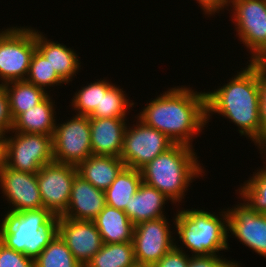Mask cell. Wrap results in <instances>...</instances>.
Instances as JSON below:
<instances>
[{"mask_svg":"<svg viewBox=\"0 0 266 267\" xmlns=\"http://www.w3.org/2000/svg\"><path fill=\"white\" fill-rule=\"evenodd\" d=\"M140 111L136 114L140 121L162 132L175 144L194 147L193 139L208 127L205 92H198L190 85L168 88L151 98Z\"/></svg>","mask_w":266,"mask_h":267,"instance_id":"cell-1","label":"cell"},{"mask_svg":"<svg viewBox=\"0 0 266 267\" xmlns=\"http://www.w3.org/2000/svg\"><path fill=\"white\" fill-rule=\"evenodd\" d=\"M240 69L223 86L205 92L206 120L210 122L214 113L229 120L260 151L258 62H247Z\"/></svg>","mask_w":266,"mask_h":267,"instance_id":"cell-2","label":"cell"},{"mask_svg":"<svg viewBox=\"0 0 266 267\" xmlns=\"http://www.w3.org/2000/svg\"><path fill=\"white\" fill-rule=\"evenodd\" d=\"M198 159L194 147L174 144L140 169L142 182L156 188L174 207L180 208L191 183L205 176V167Z\"/></svg>","mask_w":266,"mask_h":267,"instance_id":"cell-3","label":"cell"},{"mask_svg":"<svg viewBox=\"0 0 266 267\" xmlns=\"http://www.w3.org/2000/svg\"><path fill=\"white\" fill-rule=\"evenodd\" d=\"M216 214L198 207L197 209L177 208L171 225H174L175 235L179 236V238L175 237V247L184 252H190L188 253L190 256L222 255L220 251L227 252L225 250L230 249L227 207ZM177 238L181 246L178 245ZM184 247L187 250H183Z\"/></svg>","mask_w":266,"mask_h":267,"instance_id":"cell-4","label":"cell"},{"mask_svg":"<svg viewBox=\"0 0 266 267\" xmlns=\"http://www.w3.org/2000/svg\"><path fill=\"white\" fill-rule=\"evenodd\" d=\"M1 216L0 242L32 259L58 234V216L45 208Z\"/></svg>","mask_w":266,"mask_h":267,"instance_id":"cell-5","label":"cell"},{"mask_svg":"<svg viewBox=\"0 0 266 267\" xmlns=\"http://www.w3.org/2000/svg\"><path fill=\"white\" fill-rule=\"evenodd\" d=\"M36 50V28L13 26L0 29V85L25 80Z\"/></svg>","mask_w":266,"mask_h":267,"instance_id":"cell-6","label":"cell"},{"mask_svg":"<svg viewBox=\"0 0 266 267\" xmlns=\"http://www.w3.org/2000/svg\"><path fill=\"white\" fill-rule=\"evenodd\" d=\"M231 22L249 53L248 62L266 60V0H230Z\"/></svg>","mask_w":266,"mask_h":267,"instance_id":"cell-7","label":"cell"},{"mask_svg":"<svg viewBox=\"0 0 266 267\" xmlns=\"http://www.w3.org/2000/svg\"><path fill=\"white\" fill-rule=\"evenodd\" d=\"M5 139L6 166L13 170L37 173L42 166L54 161L51 135L10 131Z\"/></svg>","mask_w":266,"mask_h":267,"instance_id":"cell-8","label":"cell"},{"mask_svg":"<svg viewBox=\"0 0 266 267\" xmlns=\"http://www.w3.org/2000/svg\"><path fill=\"white\" fill-rule=\"evenodd\" d=\"M133 123H128L124 134L120 158L126 167L140 170L159 154L166 152L175 143L165 134L145 125L136 116Z\"/></svg>","mask_w":266,"mask_h":267,"instance_id":"cell-9","label":"cell"},{"mask_svg":"<svg viewBox=\"0 0 266 267\" xmlns=\"http://www.w3.org/2000/svg\"><path fill=\"white\" fill-rule=\"evenodd\" d=\"M55 124L54 161L77 166L92 155L89 116L74 115Z\"/></svg>","mask_w":266,"mask_h":267,"instance_id":"cell-10","label":"cell"},{"mask_svg":"<svg viewBox=\"0 0 266 267\" xmlns=\"http://www.w3.org/2000/svg\"><path fill=\"white\" fill-rule=\"evenodd\" d=\"M169 224L165 216L134 226L132 243L138 267H152L175 246L174 227Z\"/></svg>","mask_w":266,"mask_h":267,"instance_id":"cell-11","label":"cell"},{"mask_svg":"<svg viewBox=\"0 0 266 267\" xmlns=\"http://www.w3.org/2000/svg\"><path fill=\"white\" fill-rule=\"evenodd\" d=\"M78 174L75 165L51 162L37 172V183L43 207L54 216H61L67 209L72 183Z\"/></svg>","mask_w":266,"mask_h":267,"instance_id":"cell-12","label":"cell"},{"mask_svg":"<svg viewBox=\"0 0 266 267\" xmlns=\"http://www.w3.org/2000/svg\"><path fill=\"white\" fill-rule=\"evenodd\" d=\"M240 201L227 208V230L228 234L231 233L228 237L234 236L250 250L266 258V213H258L242 199Z\"/></svg>","mask_w":266,"mask_h":267,"instance_id":"cell-13","label":"cell"},{"mask_svg":"<svg viewBox=\"0 0 266 267\" xmlns=\"http://www.w3.org/2000/svg\"><path fill=\"white\" fill-rule=\"evenodd\" d=\"M0 189L6 203H9L6 213L44 208L37 173L17 171L6 166L0 173Z\"/></svg>","mask_w":266,"mask_h":267,"instance_id":"cell-14","label":"cell"},{"mask_svg":"<svg viewBox=\"0 0 266 267\" xmlns=\"http://www.w3.org/2000/svg\"><path fill=\"white\" fill-rule=\"evenodd\" d=\"M58 234L83 267L103 245L94 221L74 220L58 216Z\"/></svg>","mask_w":266,"mask_h":267,"instance_id":"cell-15","label":"cell"},{"mask_svg":"<svg viewBox=\"0 0 266 267\" xmlns=\"http://www.w3.org/2000/svg\"><path fill=\"white\" fill-rule=\"evenodd\" d=\"M106 206L105 192L76 175L66 211L61 217L93 221Z\"/></svg>","mask_w":266,"mask_h":267,"instance_id":"cell-16","label":"cell"},{"mask_svg":"<svg viewBox=\"0 0 266 267\" xmlns=\"http://www.w3.org/2000/svg\"><path fill=\"white\" fill-rule=\"evenodd\" d=\"M128 118H90L93 155L119 157L122 152Z\"/></svg>","mask_w":266,"mask_h":267,"instance_id":"cell-17","label":"cell"},{"mask_svg":"<svg viewBox=\"0 0 266 267\" xmlns=\"http://www.w3.org/2000/svg\"><path fill=\"white\" fill-rule=\"evenodd\" d=\"M44 32L36 29V49L49 61L52 69L68 84L81 70L79 54L74 48L51 41Z\"/></svg>","mask_w":266,"mask_h":267,"instance_id":"cell-18","label":"cell"},{"mask_svg":"<svg viewBox=\"0 0 266 267\" xmlns=\"http://www.w3.org/2000/svg\"><path fill=\"white\" fill-rule=\"evenodd\" d=\"M168 201L170 202L163 193L142 182L124 212L135 226L144 221L165 217L163 210Z\"/></svg>","mask_w":266,"mask_h":267,"instance_id":"cell-19","label":"cell"},{"mask_svg":"<svg viewBox=\"0 0 266 267\" xmlns=\"http://www.w3.org/2000/svg\"><path fill=\"white\" fill-rule=\"evenodd\" d=\"M55 100L49 94L42 102L21 113L13 121V132L38 133L53 136L56 124ZM56 118V119H55Z\"/></svg>","mask_w":266,"mask_h":267,"instance_id":"cell-20","label":"cell"},{"mask_svg":"<svg viewBox=\"0 0 266 267\" xmlns=\"http://www.w3.org/2000/svg\"><path fill=\"white\" fill-rule=\"evenodd\" d=\"M124 167L119 157L93 154L76 166L78 175L102 191L110 187Z\"/></svg>","mask_w":266,"mask_h":267,"instance_id":"cell-21","label":"cell"},{"mask_svg":"<svg viewBox=\"0 0 266 267\" xmlns=\"http://www.w3.org/2000/svg\"><path fill=\"white\" fill-rule=\"evenodd\" d=\"M93 221L103 243L132 242L134 225L123 210L106 204Z\"/></svg>","mask_w":266,"mask_h":267,"instance_id":"cell-22","label":"cell"},{"mask_svg":"<svg viewBox=\"0 0 266 267\" xmlns=\"http://www.w3.org/2000/svg\"><path fill=\"white\" fill-rule=\"evenodd\" d=\"M127 95L123 88L111 83V80L101 79L100 109H95L89 118H127L136 103Z\"/></svg>","mask_w":266,"mask_h":267,"instance_id":"cell-23","label":"cell"},{"mask_svg":"<svg viewBox=\"0 0 266 267\" xmlns=\"http://www.w3.org/2000/svg\"><path fill=\"white\" fill-rule=\"evenodd\" d=\"M142 183L141 171L124 167L105 192L106 204L125 211Z\"/></svg>","mask_w":266,"mask_h":267,"instance_id":"cell-24","label":"cell"},{"mask_svg":"<svg viewBox=\"0 0 266 267\" xmlns=\"http://www.w3.org/2000/svg\"><path fill=\"white\" fill-rule=\"evenodd\" d=\"M9 99L13 121L23 112L42 102L49 93L25 80L3 85Z\"/></svg>","mask_w":266,"mask_h":267,"instance_id":"cell-25","label":"cell"},{"mask_svg":"<svg viewBox=\"0 0 266 267\" xmlns=\"http://www.w3.org/2000/svg\"><path fill=\"white\" fill-rule=\"evenodd\" d=\"M85 267H138L133 243H103Z\"/></svg>","mask_w":266,"mask_h":267,"instance_id":"cell-26","label":"cell"},{"mask_svg":"<svg viewBox=\"0 0 266 267\" xmlns=\"http://www.w3.org/2000/svg\"><path fill=\"white\" fill-rule=\"evenodd\" d=\"M259 153L261 157L264 155L261 159L265 160L266 153ZM263 164H266V162H263ZM257 169L248 178L249 180H245L235 191L236 194L239 193L237 198H241L253 210L258 213H266V165Z\"/></svg>","mask_w":266,"mask_h":267,"instance_id":"cell-27","label":"cell"},{"mask_svg":"<svg viewBox=\"0 0 266 267\" xmlns=\"http://www.w3.org/2000/svg\"><path fill=\"white\" fill-rule=\"evenodd\" d=\"M34 261L35 267H83L73 256L59 234L42 250Z\"/></svg>","mask_w":266,"mask_h":267,"instance_id":"cell-28","label":"cell"},{"mask_svg":"<svg viewBox=\"0 0 266 267\" xmlns=\"http://www.w3.org/2000/svg\"><path fill=\"white\" fill-rule=\"evenodd\" d=\"M25 81L44 89L49 94L47 87L62 86L66 82L52 69L49 61L36 49L32 55L28 74Z\"/></svg>","mask_w":266,"mask_h":267,"instance_id":"cell-29","label":"cell"},{"mask_svg":"<svg viewBox=\"0 0 266 267\" xmlns=\"http://www.w3.org/2000/svg\"><path fill=\"white\" fill-rule=\"evenodd\" d=\"M78 91V92H77ZM71 98L72 110L76 115L89 116L95 109H100L101 78L80 87Z\"/></svg>","mask_w":266,"mask_h":267,"instance_id":"cell-30","label":"cell"},{"mask_svg":"<svg viewBox=\"0 0 266 267\" xmlns=\"http://www.w3.org/2000/svg\"><path fill=\"white\" fill-rule=\"evenodd\" d=\"M258 85L260 102V152H266V71L258 62Z\"/></svg>","mask_w":266,"mask_h":267,"instance_id":"cell-31","label":"cell"},{"mask_svg":"<svg viewBox=\"0 0 266 267\" xmlns=\"http://www.w3.org/2000/svg\"><path fill=\"white\" fill-rule=\"evenodd\" d=\"M0 267H35V261L0 242Z\"/></svg>","mask_w":266,"mask_h":267,"instance_id":"cell-32","label":"cell"},{"mask_svg":"<svg viewBox=\"0 0 266 267\" xmlns=\"http://www.w3.org/2000/svg\"><path fill=\"white\" fill-rule=\"evenodd\" d=\"M188 267H241L236 260H228L220 255L190 256Z\"/></svg>","mask_w":266,"mask_h":267,"instance_id":"cell-33","label":"cell"},{"mask_svg":"<svg viewBox=\"0 0 266 267\" xmlns=\"http://www.w3.org/2000/svg\"><path fill=\"white\" fill-rule=\"evenodd\" d=\"M190 255L173 247L152 267H188Z\"/></svg>","mask_w":266,"mask_h":267,"instance_id":"cell-34","label":"cell"},{"mask_svg":"<svg viewBox=\"0 0 266 267\" xmlns=\"http://www.w3.org/2000/svg\"><path fill=\"white\" fill-rule=\"evenodd\" d=\"M13 118L10 112V105L7 92L3 85H0V135H6L12 130Z\"/></svg>","mask_w":266,"mask_h":267,"instance_id":"cell-35","label":"cell"},{"mask_svg":"<svg viewBox=\"0 0 266 267\" xmlns=\"http://www.w3.org/2000/svg\"><path fill=\"white\" fill-rule=\"evenodd\" d=\"M229 2L230 0H196L205 17L215 16L216 13L219 14L220 12L224 13L225 9L230 11Z\"/></svg>","mask_w":266,"mask_h":267,"instance_id":"cell-36","label":"cell"},{"mask_svg":"<svg viewBox=\"0 0 266 267\" xmlns=\"http://www.w3.org/2000/svg\"><path fill=\"white\" fill-rule=\"evenodd\" d=\"M7 142L5 135H0V173L6 167Z\"/></svg>","mask_w":266,"mask_h":267,"instance_id":"cell-37","label":"cell"},{"mask_svg":"<svg viewBox=\"0 0 266 267\" xmlns=\"http://www.w3.org/2000/svg\"><path fill=\"white\" fill-rule=\"evenodd\" d=\"M262 68L266 71V60L262 61Z\"/></svg>","mask_w":266,"mask_h":267,"instance_id":"cell-38","label":"cell"}]
</instances>
